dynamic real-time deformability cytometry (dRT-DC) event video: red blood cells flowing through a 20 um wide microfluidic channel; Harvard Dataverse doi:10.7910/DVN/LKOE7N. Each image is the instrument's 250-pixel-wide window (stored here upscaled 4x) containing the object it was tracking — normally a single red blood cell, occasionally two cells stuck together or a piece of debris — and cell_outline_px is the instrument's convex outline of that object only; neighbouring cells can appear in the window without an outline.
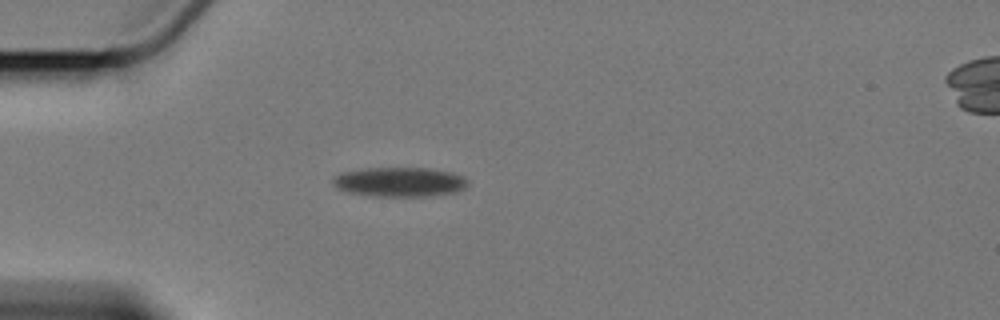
{"species": "Egyptian fruit bat (a non-hibernating species)", "species_latin": "Rousettus aegyptiacus", "temperature_condition": "cold", "stored_images_in_passage": 3, "camera_frame_rate_fps": 3000, "um_per_image_px": 0.085, "animal": {"sex": "female"}, "frame": {"image": 1, "passage_image": 1, "time_ms": 0.0, "image_size_px": [1000, 320], "cell_outline_px": [[468, 184], [464, 188], [456, 192], [424, 196], [372, 196], [348, 192], [332, 184], [332, 176], [340, 172], [368, 168], [432, 168], [452, 172], [464, 176], [468, 180]], "centroid_in_image_um": [33.97, 15.45], "position_along_channel_um": 51.0, "area_um2": 23.29}}